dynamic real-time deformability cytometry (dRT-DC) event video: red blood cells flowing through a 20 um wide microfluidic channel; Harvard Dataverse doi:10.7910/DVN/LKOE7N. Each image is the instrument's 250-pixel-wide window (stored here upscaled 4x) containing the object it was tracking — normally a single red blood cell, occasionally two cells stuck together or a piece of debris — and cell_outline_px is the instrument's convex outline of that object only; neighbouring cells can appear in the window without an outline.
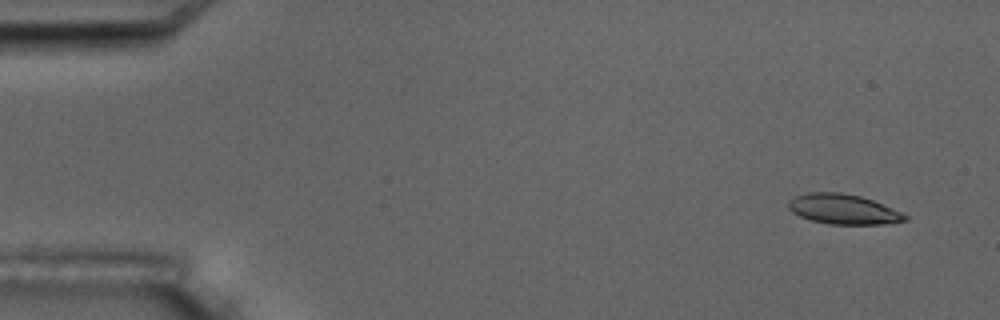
{"species": "common noctule bat (a hibernating species)", "species_latin": "Nyctalus noctula", "temperature_condition": "room temperature", "stored_images_in_passage": 8, "camera_frame_rate_fps": 3000, "um_per_image_px": 0.085, "animal": {"sex": "male", "body_mass_g": 17.5, "forearm_length_mm": 52.3}, "frame": {"image": 1, "passage_image": 2, "time_ms": 1.0, "image_size_px": [1000, 320], "cell_outline_px": [[908, 220], [892, 224], [828, 224], [812, 220], [800, 216], [792, 212], [788, 208], [788, 200], [792, 196], [808, 192], [840, 192], [860, 196], [872, 200], [892, 208], [908, 216]], "centroid_in_image_um": [71.66, 17.78], "position_along_channel_um": 13.3, "area_um2": 20.52}}
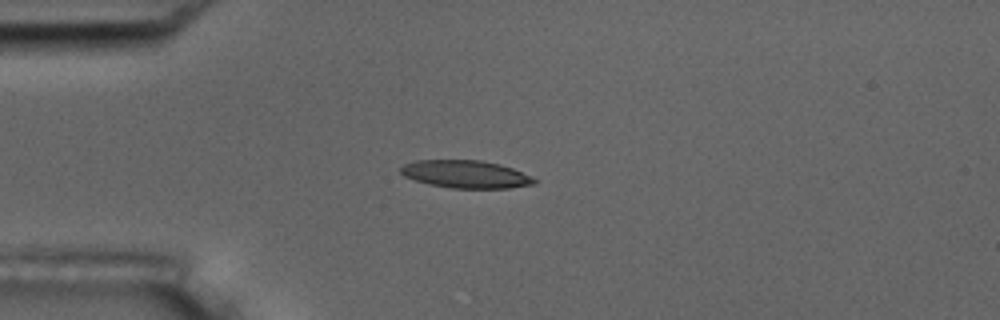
{"frame": {"image": 2, "passage_image": 5, "time_ms": 4.667, "image_size_px": [1000, 320], "cell_outline_px": [[536, 184], [508, 188], [452, 188], [428, 184], [404, 176], [400, 172], [400, 168], [404, 164], [416, 160], [480, 160], [500, 164], [512, 168], [536, 180]], "centroid_in_image_um": [39.55, 14.8], "position_along_channel_um": 45.4, "area_um2": 21.39}}